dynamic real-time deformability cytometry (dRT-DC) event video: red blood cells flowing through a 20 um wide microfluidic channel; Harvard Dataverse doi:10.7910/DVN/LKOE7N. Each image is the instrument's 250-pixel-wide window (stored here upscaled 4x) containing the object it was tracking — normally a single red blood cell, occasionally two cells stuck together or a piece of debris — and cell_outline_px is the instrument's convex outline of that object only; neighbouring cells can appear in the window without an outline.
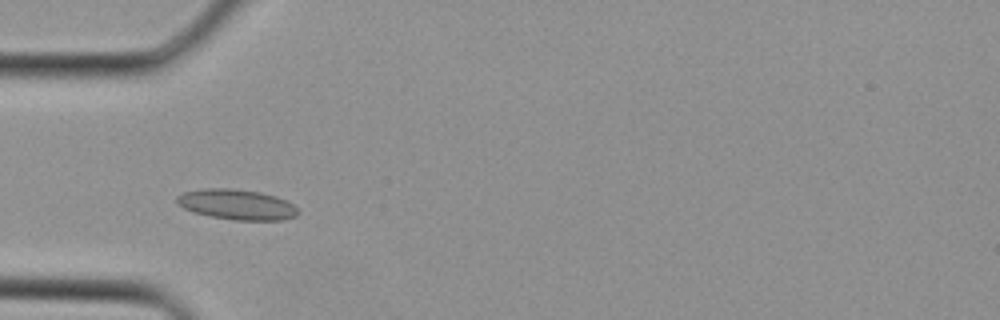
{"species": "Egyptian fruit bat (a non-hibernating species)", "species_latin": "Rousettus aegyptiacus", "temperature_condition": "cold", "stored_images_in_passage": 32, "camera_frame_rate_fps": 3000, "um_per_image_px": 0.085, "animal": {"sex": "female"}, "frame": {"image": 1, "passage_image": 8, "time_ms": 2.333, "image_size_px": [1000, 320], "cell_outline_px": [[300, 212], [296, 216], [284, 220], [236, 220], [208, 216], [192, 212], [184, 208], [176, 200], [176, 196], [184, 192], [204, 188], [232, 188], [260, 192], [276, 196], [292, 204]], "centroid_in_image_um": [20.13, 17.38], "position_along_channel_um": 64.9, "area_um2": 21.44}}
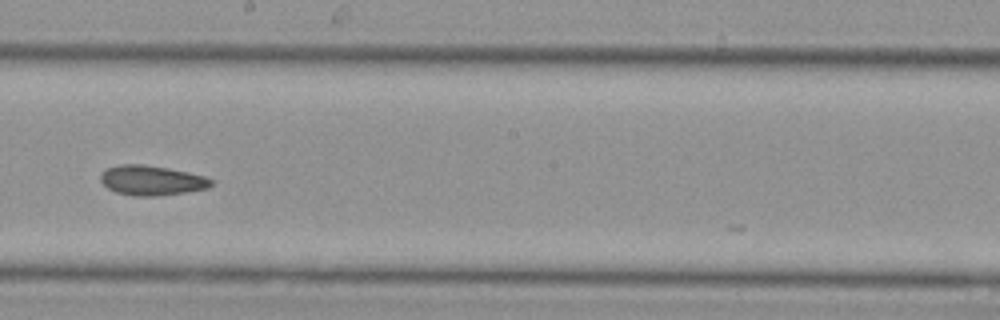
{"frame": {"image": 2, "passage_image": 17, "time_ms": 5.333, "image_size_px": [1000, 320], "cell_outline_px": [[212, 184], [208, 188], [184, 192], [156, 196], [132, 196], [116, 192], [108, 188], [100, 180], [100, 176], [104, 168], [120, 164], [144, 164], [168, 168], [188, 172], [204, 176], [212, 180]], "centroid_in_image_um": [12.85, 15.32], "position_along_channel_um": 235.4, "area_um2": 19.25}}
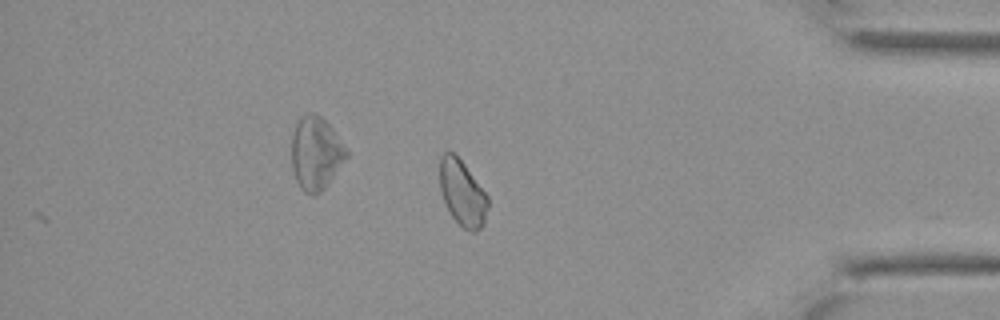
{"frame": {"image": 3, "passage_image": 27, "time_ms": 8.667, "image_size_px": [1000, 320], "cell_outline_px": [[488, 208], [484, 224], [476, 232], [472, 232], [464, 228], [452, 216], [444, 204], [440, 188], [440, 156], [444, 152], [452, 152], [464, 164], [488, 196]], "centroid_in_image_um": [39.3, 16.43], "position_along_channel_um": 395.9, "area_um2": 18.32}}